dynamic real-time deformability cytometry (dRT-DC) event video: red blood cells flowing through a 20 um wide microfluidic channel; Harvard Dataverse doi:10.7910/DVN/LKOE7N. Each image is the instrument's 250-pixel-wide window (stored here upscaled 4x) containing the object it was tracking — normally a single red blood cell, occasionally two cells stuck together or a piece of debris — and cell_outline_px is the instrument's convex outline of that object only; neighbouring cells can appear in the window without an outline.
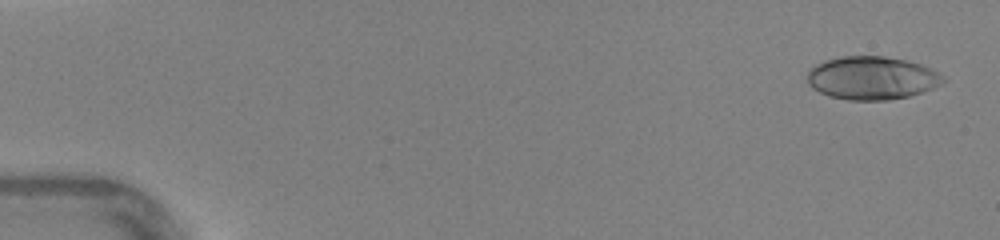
{"species": "human", "species_latin": "Homo sapiens", "temperature_condition": "warm", "stored_images_in_passage": 46, "camera_frame_rate_fps": 3000, "um_per_image_px": 0.085, "donor": {"sex": "female"}, "frame": {"image": 1, "passage_image": 2, "time_ms": 0.333, "image_size_px": [1000, 240], "cell_outline_px": [[948, 80], [932, 88], [908, 96], [888, 100], [848, 100], [832, 96], [820, 92], [812, 88], [808, 84], [808, 72], [816, 64], [824, 60], [840, 56], [884, 56], [904, 60], [920, 64], [932, 68], [944, 76]], "centroid_in_image_um": [74.12, 6.62], "position_along_channel_um": 10.9, "area_um2": 34.1}}
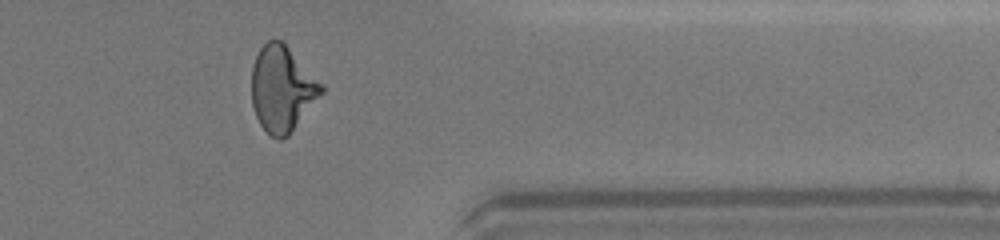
{"frame": {"image": 2, "passage_image": 38, "time_ms": 12.333, "image_size_px": [1000, 240], "cell_outline_px": [[324, 92], [288, 136], [280, 140], [272, 136], [260, 124], [256, 116], [252, 104], [252, 68], [256, 56], [260, 48], [268, 40], [280, 40], [324, 84]], "centroid_in_image_um": [23.99, 7.57], "position_along_channel_um": 387.4, "area_um2": 34.51}}
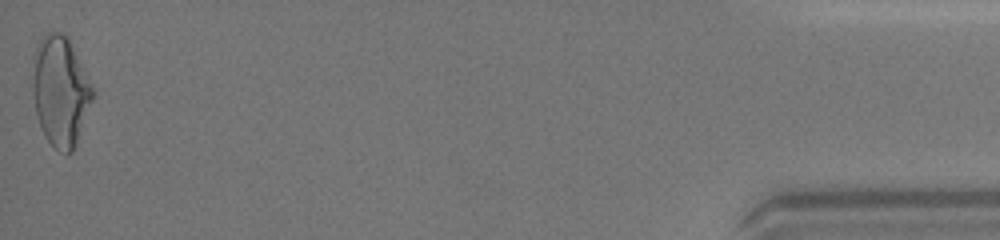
{"frame": {"image": 3, "passage_image": 46, "time_ms": 15.0, "image_size_px": [1000, 240], "cell_outline_px": [[96, 92], [72, 152], [68, 156], [52, 148], [44, 136], [36, 112], [32, 92], [32, 56], [40, 40], [48, 32], [60, 32], [68, 36]], "centroid_in_image_um": [5.13, 7.75], "position_along_channel_um": 430.1, "area_um2": 38.96}, "authors_computed_cell_mechanics": {"area_um2": 34.3332, "velocity_mm_per_s": 4.4095, "shape_relaxation_time_tau1_ms": 9.1763, "shape_relaxation_time_tau2_ms": 1.0025, "deformation_change_tau1": 0.2821, "deformation_change_tau2": 0.0781}}